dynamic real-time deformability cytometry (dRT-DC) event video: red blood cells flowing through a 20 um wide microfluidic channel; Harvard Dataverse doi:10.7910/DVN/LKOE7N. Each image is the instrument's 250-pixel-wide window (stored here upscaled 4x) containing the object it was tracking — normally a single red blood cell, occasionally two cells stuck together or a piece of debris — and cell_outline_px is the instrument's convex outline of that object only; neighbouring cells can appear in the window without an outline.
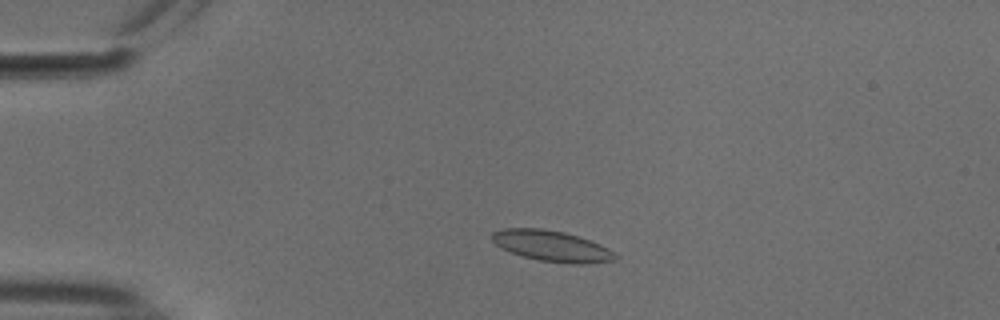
{"species": "common noctule bat (a hibernating species)", "species_latin": "Nyctalus noctula", "temperature_condition": "cold", "stored_images_in_passage": 47, "camera_frame_rate_fps": 3000, "um_per_image_px": 0.085, "animal": {"sex": "male", "body_mass_g": 18.8}, "frame": {"image": 1, "passage_image": 5, "time_ms": 1.333, "image_size_px": [1000, 320], "cell_outline_px": [[616, 260], [588, 264], [572, 264], [540, 260], [524, 256], [500, 248], [492, 240], [492, 232], [504, 228], [540, 228], [564, 232], [580, 236], [600, 244], [608, 248], [616, 256]], "centroid_in_image_um": [46.91, 20.9], "position_along_channel_um": 38.1, "area_um2": 22.08}}
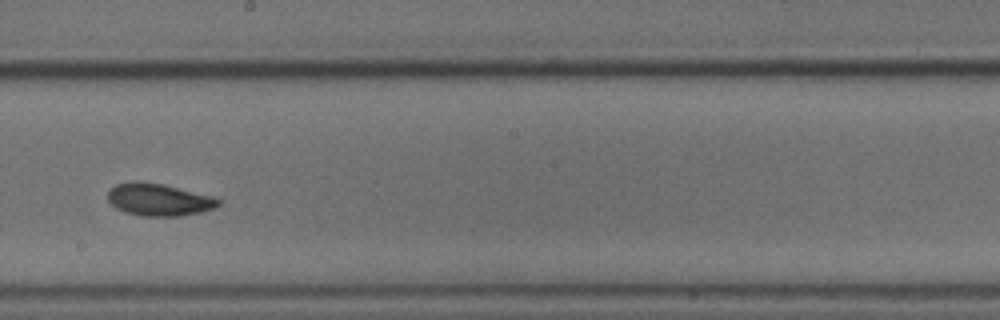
{"frame": {"image": 2, "passage_image": 24, "time_ms": 7.667, "image_size_px": [1000, 320], "cell_outline_px": [[220, 204], [216, 208], [200, 212], [180, 216], [140, 216], [124, 212], [116, 208], [108, 200], [108, 192], [116, 184], [136, 180], [160, 184], [216, 196], [220, 200]], "centroid_in_image_um": [13.52, 16.97], "position_along_channel_um": 234.7, "area_um2": 20.92}}
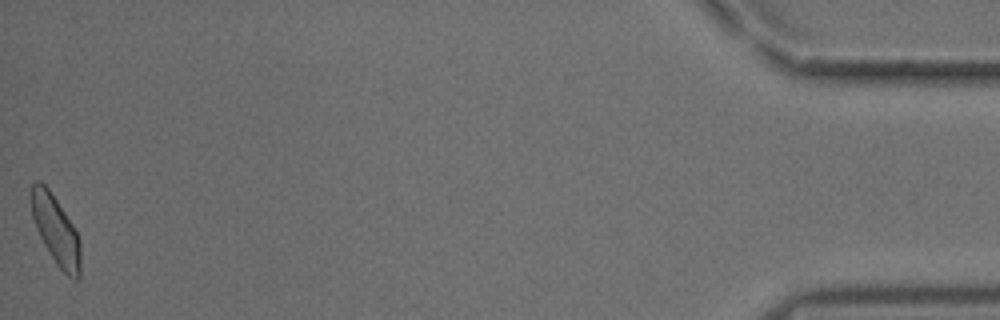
{"frame": {"image": 3, "passage_image": 47, "time_ms": 15.333, "image_size_px": [1000, 320], "cell_outline_px": [[80, 276], [76, 280], [68, 276], [56, 264], [48, 252], [36, 228], [32, 216], [32, 184], [36, 180], [40, 180], [48, 188], [72, 224], [80, 240]], "centroid_in_image_um": [4.75, 19.59], "position_along_channel_um": 430.4, "area_um2": 19.42}, "authors_computed_cell_mechanics": {"area_um2": 20.1722, "velocity_mm_per_s": 3.7138, "shape_relaxation_time_tau1_ms": 7.3004, "shape_relaxation_time_tau2_ms": 10.951, "deformation_change_tau1": 0.1265, "deformation_change_tau2": 0.1293}}